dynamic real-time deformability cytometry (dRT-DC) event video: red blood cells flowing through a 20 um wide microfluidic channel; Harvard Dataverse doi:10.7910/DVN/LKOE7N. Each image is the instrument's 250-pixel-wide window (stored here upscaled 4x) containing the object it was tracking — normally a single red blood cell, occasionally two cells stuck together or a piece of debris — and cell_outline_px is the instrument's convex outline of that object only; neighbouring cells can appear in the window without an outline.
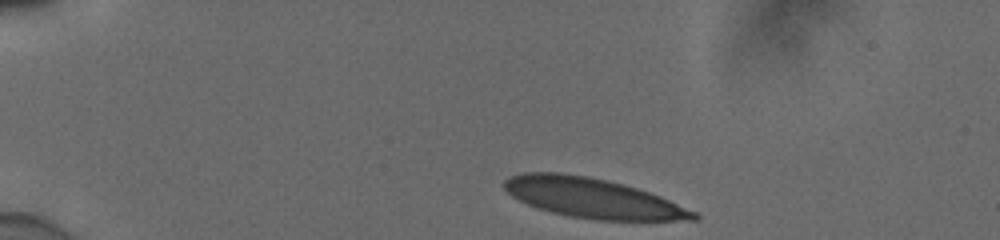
{"species": "human", "species_latin": "Homo sapiens", "temperature_condition": "cold", "stored_images_in_passage": 38, "camera_frame_rate_fps": 3000, "um_per_image_px": 0.085, "donor": {"sex": "male"}, "frame": {"image": 1, "passage_image": 1, "time_ms": 0.0, "image_size_px": [1000, 240], "cell_outline_px": [[700, 220], [596, 220], [568, 216], [536, 208], [512, 196], [504, 188], [504, 180], [512, 176], [524, 172], [560, 172], [588, 176], [636, 188], [660, 196], [696, 212], [700, 216]], "centroid_in_image_um": [50.37, 16.84], "position_along_channel_um": 34.6, "area_um2": 43.58}}
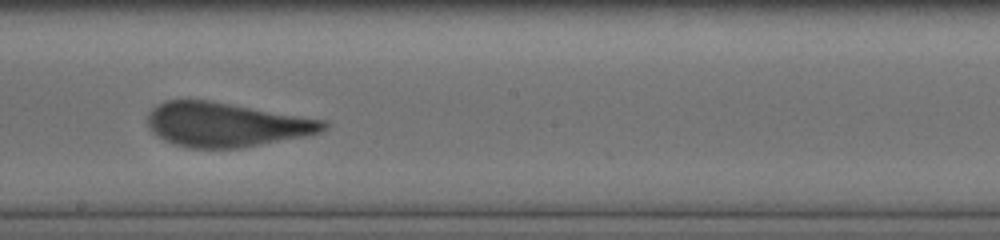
{"frame": {"image": 2, "passage_image": 22, "time_ms": 7.0, "image_size_px": [1000, 240], "cell_outline_px": [[328, 128], [320, 132], [308, 136], [240, 148], [188, 148], [172, 144], [156, 136], [152, 132], [148, 124], [148, 112], [156, 104], [168, 100], [208, 100], [328, 120]], "centroid_in_image_um": [19.24, 10.6], "position_along_channel_um": 229.0, "area_um2": 45.78}}
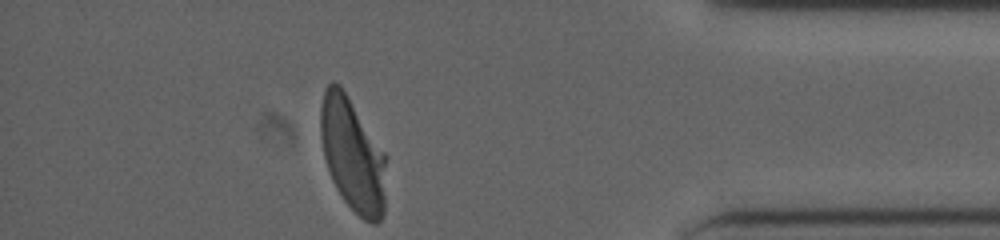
{"frame": {"image": 3, "passage_image": 38, "time_ms": 12.333, "image_size_px": [1000, 240], "cell_outline_px": [[388, 156], [384, 216], [376, 224], [372, 224], [364, 220], [344, 200], [336, 188], [332, 180], [324, 156], [320, 136], [320, 108], [324, 88], [332, 80], [340, 84]], "centroid_in_image_um": [30.0, 13.16], "position_along_channel_um": 405.2, "area_um2": 44.16}, "authors_computed_cell_mechanics": {"area_um2": 45.7198, "velocity_mm_per_s": 3.8768, "shape_relaxation_time_tau1_ms": 7.4228, "shape_relaxation_time_tau2_ms": null, "deformation_change_tau1": 0.2582, "deformation_change_tau2": null}}